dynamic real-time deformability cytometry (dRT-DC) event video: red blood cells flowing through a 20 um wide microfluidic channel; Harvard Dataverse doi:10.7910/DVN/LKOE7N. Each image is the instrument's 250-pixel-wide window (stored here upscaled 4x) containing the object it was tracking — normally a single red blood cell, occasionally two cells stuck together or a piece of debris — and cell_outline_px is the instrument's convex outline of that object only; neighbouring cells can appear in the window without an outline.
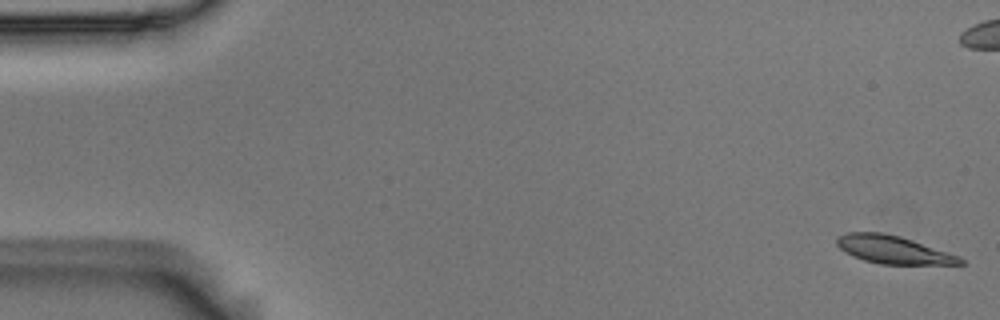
{"species": "Egyptian fruit bat (a non-hibernating species)", "species_latin": "Rousettus aegyptiacus", "temperature_condition": "room temperature", "stored_images_in_passage": 56, "camera_frame_rate_fps": 3000, "um_per_image_px": 0.085, "animal": {"sex": "male"}, "frame": {"image": 1, "passage_image": 1, "time_ms": 0.0, "image_size_px": [1000, 320], "cell_outline_px": [[964, 264], [880, 264], [864, 260], [852, 256], [844, 252], [836, 244], [836, 236], [848, 232], [880, 232], [900, 236], [960, 256], [964, 260]], "centroid_in_image_um": [75.89, 21.22], "position_along_channel_um": 9.1, "area_um2": 20.06}}
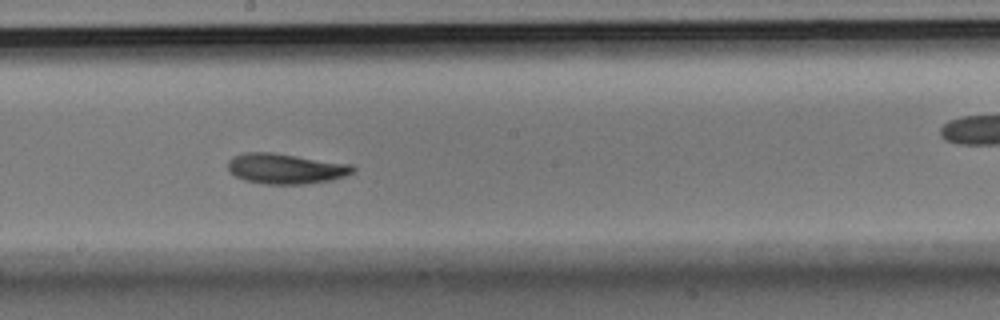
{"frame": {"image": 2, "passage_image": 30, "time_ms": 9.667, "image_size_px": [1000, 320], "cell_outline_px": [[356, 168], [352, 172], [344, 176], [332, 180], [308, 184], [264, 184], [244, 180], [236, 176], [228, 168], [228, 160], [232, 156], [244, 152], [272, 152], [352, 164]], "centroid_in_image_um": [24.28, 14.33], "position_along_channel_um": 223.9, "area_um2": 22.2}}
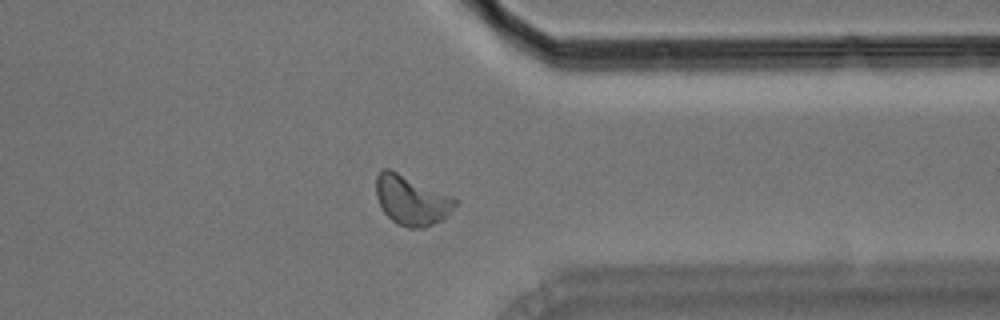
{"frame": {"image": 3, "passage_image": 43, "time_ms": 14.0, "image_size_px": [1000, 320], "cell_outline_px": [[460, 200], [448, 216], [424, 228], [408, 228], [396, 224], [384, 212], [376, 196], [376, 176], [384, 168], [388, 168], [452, 196]], "centroid_in_image_um": [34.99, 17.03], "position_along_channel_um": 376.4, "area_um2": 22.77}, "authors_computed_cell_mechanics": {"area_um2": 21.5305, "velocity_mm_per_s": 3.6296, "shape_relaxation_time_tau1_ms": 4.8922, "shape_relaxation_time_tau2_ms": 2.3903, "deformation_change_tau1": 0.1288, "deformation_change_tau2": 0.072}}